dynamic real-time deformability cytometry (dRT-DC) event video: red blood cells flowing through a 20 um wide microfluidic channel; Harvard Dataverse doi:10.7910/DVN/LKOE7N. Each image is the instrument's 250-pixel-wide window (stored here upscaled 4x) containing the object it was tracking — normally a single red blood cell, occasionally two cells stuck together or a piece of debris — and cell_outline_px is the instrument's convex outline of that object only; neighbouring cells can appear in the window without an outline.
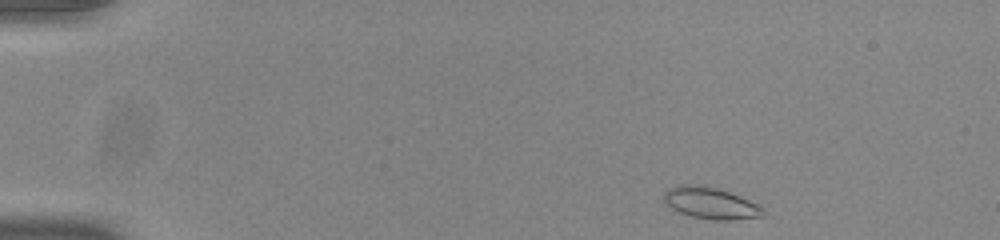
{"species": "common noctule bat (a hibernating species)", "species_latin": "Nyctalus noctula", "temperature_condition": "room temperature", "stored_images_in_passage": 46, "camera_frame_rate_fps": 3000, "um_per_image_px": 0.085, "animal": {"sex": "male", "body_mass_g": 20.0, "forearm_length_mm": 53.3}, "frame": {"image": 1, "passage_image": 1, "time_ms": 0.0, "image_size_px": [1000, 240], "cell_outline_px": [[764, 216], [732, 220], [712, 220], [692, 216], [680, 212], [672, 208], [664, 200], [664, 192], [668, 188], [676, 184], [704, 184], [728, 192], [760, 204], [764, 208]], "centroid_in_image_um": [60.41, 17.25], "position_along_channel_um": 24.6, "area_um2": 18.38}}
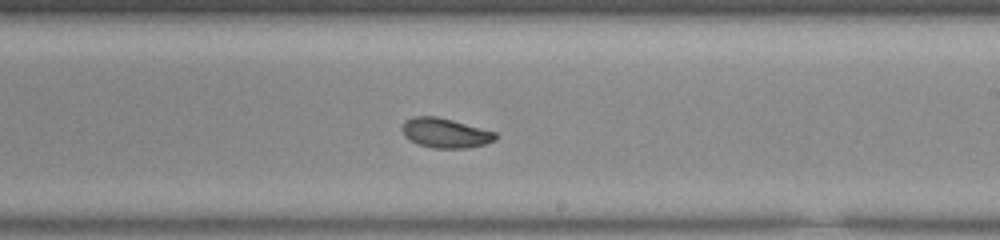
{"frame": {"image": 2, "passage_image": 26, "time_ms": 8.333, "image_size_px": [1000, 240], "cell_outline_px": [[496, 140], [484, 144], [468, 148], [432, 148], [420, 144], [404, 136], [400, 128], [404, 120], [412, 116], [436, 116], [452, 120], [496, 132]], "centroid_in_image_um": [37.82, 11.29], "position_along_channel_um": 251.2, "area_um2": 16.13}}
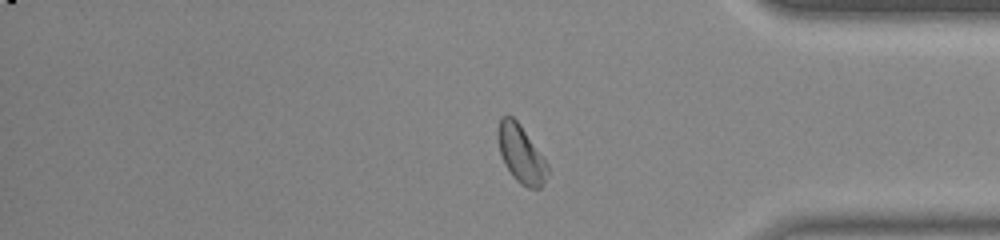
{"frame": {"image": 3, "passage_image": 38, "time_ms": 12.333, "image_size_px": [1000, 240], "cell_outline_px": [[548, 172], [544, 184], [540, 188], [528, 188], [520, 184], [512, 176], [504, 164], [500, 152], [496, 136], [496, 132], [500, 116], [512, 116], [520, 124], [548, 164]], "centroid_in_image_um": [44.26, 13.09], "position_along_channel_um": 390.9, "area_um2": 16.82}, "authors_computed_cell_mechanics": {"area_um2": 16.7909, "velocity_mm_per_s": 3.8656, "shape_relaxation_time_tau1_ms": 3.2636, "shape_relaxation_time_tau2_ms": 4.1333, "deformation_change_tau1": 0.1025, "deformation_change_tau2": 0.0668}}